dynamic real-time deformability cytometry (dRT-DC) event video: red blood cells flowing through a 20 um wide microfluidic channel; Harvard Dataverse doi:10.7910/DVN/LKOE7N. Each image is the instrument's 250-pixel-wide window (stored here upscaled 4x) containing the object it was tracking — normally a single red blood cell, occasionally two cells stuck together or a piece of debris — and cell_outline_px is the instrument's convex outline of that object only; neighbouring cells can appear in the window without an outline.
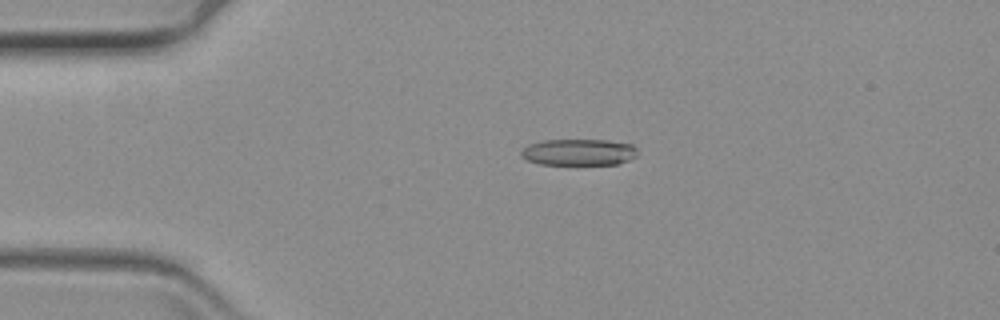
{"species": "common noctule bat (a hibernating species)", "species_latin": "Nyctalus noctula", "temperature_condition": "warm", "stored_images_in_passage": 60, "camera_frame_rate_fps": 3000, "um_per_image_px": 0.085, "animal": {"sex": "female", "body_mass_g": 19.3, "forearm_length_mm": 54.1}, "frame": {"image": 1, "passage_image": 12, "time_ms": 3.667, "image_size_px": [1000, 320], "cell_outline_px": [[636, 156], [628, 160], [616, 164], [540, 164], [528, 160], [520, 156], [520, 152], [528, 144], [544, 140], [608, 140], [632, 144], [636, 148]], "centroid_in_image_um": [49.18, 12.93], "position_along_channel_um": 35.8, "area_um2": 17.86}}
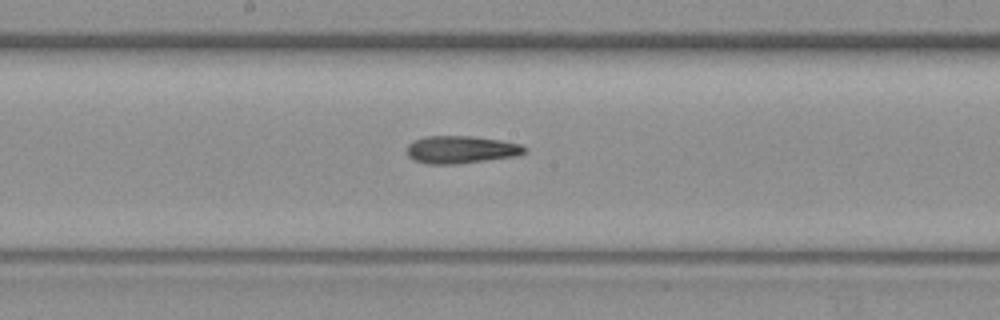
{"frame": {"image": 2, "passage_image": 31, "time_ms": 10.0, "image_size_px": [1000, 320], "cell_outline_px": [[528, 148], [520, 156], [460, 164], [428, 164], [416, 160], [408, 156], [408, 144], [412, 140], [424, 136], [472, 136], [500, 140], [520, 144]], "centroid_in_image_um": [39.22, 12.72], "position_along_channel_um": 209.0, "area_um2": 19.13}}
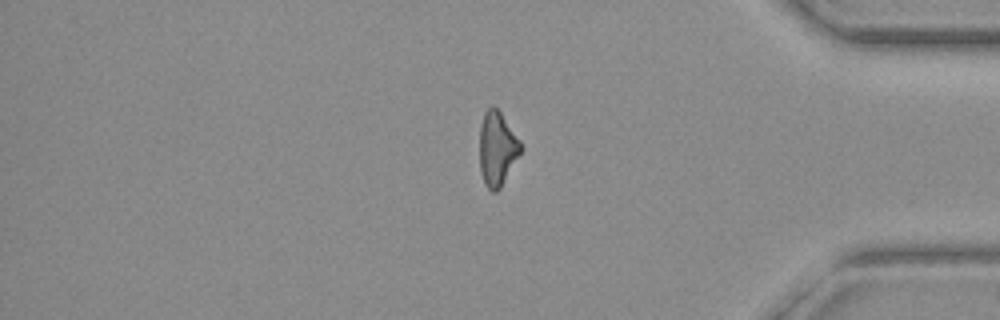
{"frame": {"image": 3, "passage_image": 50, "time_ms": 16.333, "image_size_px": [1000, 320], "cell_outline_px": [[524, 148], [500, 188], [496, 192], [492, 192], [484, 184], [480, 172], [480, 124], [484, 112], [492, 104], [500, 112], [520, 140]], "centroid_in_image_um": [42.26, 12.64], "position_along_channel_um": 392.9, "area_um2": 17.92}}